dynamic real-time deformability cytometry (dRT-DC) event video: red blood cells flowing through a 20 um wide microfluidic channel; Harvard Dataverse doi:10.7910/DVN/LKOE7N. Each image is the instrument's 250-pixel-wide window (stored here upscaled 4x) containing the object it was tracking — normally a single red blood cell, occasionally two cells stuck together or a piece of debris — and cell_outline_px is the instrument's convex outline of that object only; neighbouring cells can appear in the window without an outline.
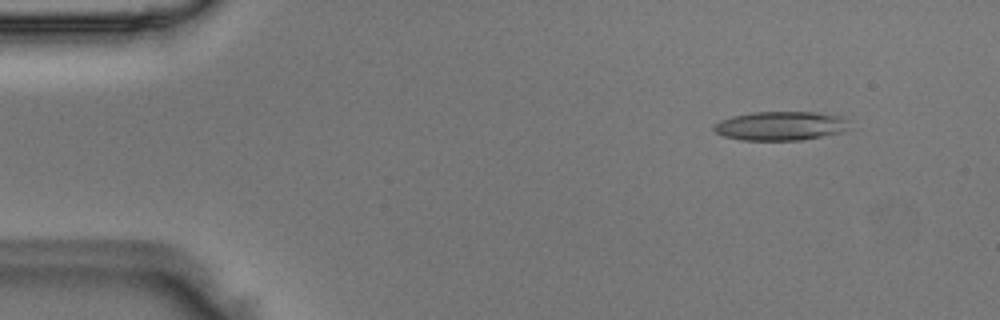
{"species": "Egyptian fruit bat (a non-hibernating species)", "species_latin": "Rousettus aegyptiacus", "temperature_condition": "room temperature", "stored_images_in_passage": 49, "camera_frame_rate_fps": 3000, "um_per_image_px": 0.085, "animal": {"sex": "male"}, "frame": {"image": 1, "passage_image": 5, "time_ms": 1.333, "image_size_px": [1000, 320], "cell_outline_px": [[848, 120], [844, 132], [804, 140], [740, 140], [724, 136], [716, 132], [712, 128], [720, 120], [732, 116], [752, 112], [812, 112], [840, 116]], "centroid_in_image_um": [66.33, 10.7], "position_along_channel_um": 18.7, "area_um2": 22.83}}
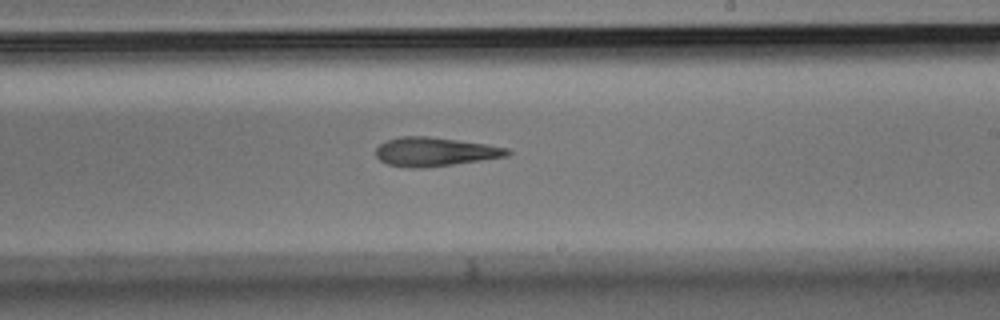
{"frame": {"image": 2, "passage_image": 29, "time_ms": 9.333, "image_size_px": [1000, 320], "cell_outline_px": [[512, 152], [508, 156], [424, 168], [408, 168], [388, 164], [380, 160], [376, 156], [376, 148], [380, 144], [388, 140], [400, 136], [428, 136], [460, 140], [508, 148]], "centroid_in_image_um": [36.95, 12.9], "position_along_channel_um": 252.1, "area_um2": 22.02}}
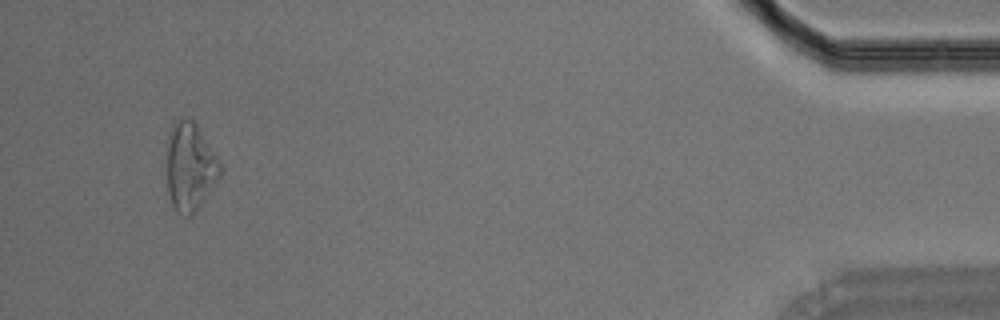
{"frame": {"image": 3, "passage_image": 47, "time_ms": 15.333, "image_size_px": [1000, 320], "cell_outline_px": [[220, 176], [200, 208], [192, 216], [184, 216], [176, 212], [172, 204], [168, 192], [168, 136], [172, 124], [180, 116], [192, 120], [196, 124], [220, 164]], "centroid_in_image_um": [16.14, 14.22], "position_along_channel_um": 419.1, "area_um2": 27.17}}